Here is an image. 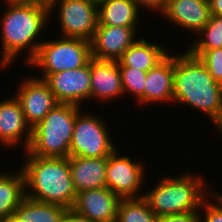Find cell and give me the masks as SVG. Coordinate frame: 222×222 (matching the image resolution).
<instances>
[{"label": "cell", "instance_id": "6da1fadb", "mask_svg": "<svg viewBox=\"0 0 222 222\" xmlns=\"http://www.w3.org/2000/svg\"><path fill=\"white\" fill-rule=\"evenodd\" d=\"M6 9L0 15L1 54L0 69L12 67L18 56L28 63L37 53L43 42L39 40L49 26L48 2L39 0H2ZM46 27V28H45ZM43 32V33H42ZM40 35V36H39ZM27 51H26V50ZM10 65V67H9Z\"/></svg>", "mask_w": 222, "mask_h": 222}, {"label": "cell", "instance_id": "7a4b0ae2", "mask_svg": "<svg viewBox=\"0 0 222 222\" xmlns=\"http://www.w3.org/2000/svg\"><path fill=\"white\" fill-rule=\"evenodd\" d=\"M184 52L174 51L173 104L203 112L217 131L222 126V85L199 58Z\"/></svg>", "mask_w": 222, "mask_h": 222}, {"label": "cell", "instance_id": "3957f363", "mask_svg": "<svg viewBox=\"0 0 222 222\" xmlns=\"http://www.w3.org/2000/svg\"><path fill=\"white\" fill-rule=\"evenodd\" d=\"M19 166L25 178L26 196L40 202L72 208L76 199L69 157H37L24 150Z\"/></svg>", "mask_w": 222, "mask_h": 222}, {"label": "cell", "instance_id": "277c9868", "mask_svg": "<svg viewBox=\"0 0 222 222\" xmlns=\"http://www.w3.org/2000/svg\"><path fill=\"white\" fill-rule=\"evenodd\" d=\"M187 170L182 175L161 176L143 197L157 217L186 212H196L214 192L204 177ZM198 175V176H197ZM207 185V186H206ZM210 188V189H209Z\"/></svg>", "mask_w": 222, "mask_h": 222}, {"label": "cell", "instance_id": "5b68a950", "mask_svg": "<svg viewBox=\"0 0 222 222\" xmlns=\"http://www.w3.org/2000/svg\"><path fill=\"white\" fill-rule=\"evenodd\" d=\"M82 106L57 104L32 128L26 151L37 157H69L76 114Z\"/></svg>", "mask_w": 222, "mask_h": 222}, {"label": "cell", "instance_id": "8992f818", "mask_svg": "<svg viewBox=\"0 0 222 222\" xmlns=\"http://www.w3.org/2000/svg\"><path fill=\"white\" fill-rule=\"evenodd\" d=\"M92 59L90 42L79 38L56 37L55 40L44 39L36 55L26 67L38 68L41 74L81 68Z\"/></svg>", "mask_w": 222, "mask_h": 222}, {"label": "cell", "instance_id": "52a82bcc", "mask_svg": "<svg viewBox=\"0 0 222 222\" xmlns=\"http://www.w3.org/2000/svg\"><path fill=\"white\" fill-rule=\"evenodd\" d=\"M82 111L81 108L76 114L69 156L108 157L118 146L111 140L107 122L90 110Z\"/></svg>", "mask_w": 222, "mask_h": 222}, {"label": "cell", "instance_id": "ba28073f", "mask_svg": "<svg viewBox=\"0 0 222 222\" xmlns=\"http://www.w3.org/2000/svg\"><path fill=\"white\" fill-rule=\"evenodd\" d=\"M48 6L50 22L55 17L53 13L58 12L56 18L57 26H60V37L91 41L98 25L96 3L89 0H48Z\"/></svg>", "mask_w": 222, "mask_h": 222}, {"label": "cell", "instance_id": "9c48e42d", "mask_svg": "<svg viewBox=\"0 0 222 222\" xmlns=\"http://www.w3.org/2000/svg\"><path fill=\"white\" fill-rule=\"evenodd\" d=\"M141 161H133L128 155L120 154L117 148L107 157L106 185L120 198H138L144 193L146 165ZM145 174V175H144ZM145 178V179H144Z\"/></svg>", "mask_w": 222, "mask_h": 222}, {"label": "cell", "instance_id": "30bf717a", "mask_svg": "<svg viewBox=\"0 0 222 222\" xmlns=\"http://www.w3.org/2000/svg\"><path fill=\"white\" fill-rule=\"evenodd\" d=\"M35 77L42 79L48 85L59 103L80 106L86 101L90 102V62L81 68Z\"/></svg>", "mask_w": 222, "mask_h": 222}, {"label": "cell", "instance_id": "8fae6325", "mask_svg": "<svg viewBox=\"0 0 222 222\" xmlns=\"http://www.w3.org/2000/svg\"><path fill=\"white\" fill-rule=\"evenodd\" d=\"M20 81L13 95L19 101L25 120L32 129L59 102L42 79L28 75Z\"/></svg>", "mask_w": 222, "mask_h": 222}, {"label": "cell", "instance_id": "7c38bea8", "mask_svg": "<svg viewBox=\"0 0 222 222\" xmlns=\"http://www.w3.org/2000/svg\"><path fill=\"white\" fill-rule=\"evenodd\" d=\"M138 29L98 24L90 41L92 58L118 61L125 50L138 39Z\"/></svg>", "mask_w": 222, "mask_h": 222}, {"label": "cell", "instance_id": "4fadbf2b", "mask_svg": "<svg viewBox=\"0 0 222 222\" xmlns=\"http://www.w3.org/2000/svg\"><path fill=\"white\" fill-rule=\"evenodd\" d=\"M31 137L32 129L26 122L16 97L13 95L0 100V144L6 150L7 148L10 150L13 147L16 148L19 144L26 151L31 142Z\"/></svg>", "mask_w": 222, "mask_h": 222}, {"label": "cell", "instance_id": "5bb4252c", "mask_svg": "<svg viewBox=\"0 0 222 222\" xmlns=\"http://www.w3.org/2000/svg\"><path fill=\"white\" fill-rule=\"evenodd\" d=\"M120 200L107 187L90 189L77 193L72 208L90 222H115Z\"/></svg>", "mask_w": 222, "mask_h": 222}, {"label": "cell", "instance_id": "9a60e30c", "mask_svg": "<svg viewBox=\"0 0 222 222\" xmlns=\"http://www.w3.org/2000/svg\"><path fill=\"white\" fill-rule=\"evenodd\" d=\"M161 15L185 33H194V37L209 22L211 10L208 0H169Z\"/></svg>", "mask_w": 222, "mask_h": 222}, {"label": "cell", "instance_id": "2e32d148", "mask_svg": "<svg viewBox=\"0 0 222 222\" xmlns=\"http://www.w3.org/2000/svg\"><path fill=\"white\" fill-rule=\"evenodd\" d=\"M90 101L111 102L123 97L121 73L117 61L90 60Z\"/></svg>", "mask_w": 222, "mask_h": 222}, {"label": "cell", "instance_id": "e0dca14e", "mask_svg": "<svg viewBox=\"0 0 222 222\" xmlns=\"http://www.w3.org/2000/svg\"><path fill=\"white\" fill-rule=\"evenodd\" d=\"M174 53L170 52L161 62L147 72L144 85V105L173 103Z\"/></svg>", "mask_w": 222, "mask_h": 222}, {"label": "cell", "instance_id": "ac0fdd59", "mask_svg": "<svg viewBox=\"0 0 222 222\" xmlns=\"http://www.w3.org/2000/svg\"><path fill=\"white\" fill-rule=\"evenodd\" d=\"M69 167L77 193L107 187V157L69 156Z\"/></svg>", "mask_w": 222, "mask_h": 222}, {"label": "cell", "instance_id": "d6986e66", "mask_svg": "<svg viewBox=\"0 0 222 222\" xmlns=\"http://www.w3.org/2000/svg\"><path fill=\"white\" fill-rule=\"evenodd\" d=\"M144 37L138 38L129 48L125 50L122 57L117 61L119 67L136 68L148 72L161 62L171 50L164 45L148 42Z\"/></svg>", "mask_w": 222, "mask_h": 222}, {"label": "cell", "instance_id": "ffe728a7", "mask_svg": "<svg viewBox=\"0 0 222 222\" xmlns=\"http://www.w3.org/2000/svg\"><path fill=\"white\" fill-rule=\"evenodd\" d=\"M140 11L134 0H105L98 4V24L139 27Z\"/></svg>", "mask_w": 222, "mask_h": 222}, {"label": "cell", "instance_id": "44dd1931", "mask_svg": "<svg viewBox=\"0 0 222 222\" xmlns=\"http://www.w3.org/2000/svg\"><path fill=\"white\" fill-rule=\"evenodd\" d=\"M14 171L4 173L0 170V219L12 216L26 196L23 171L21 168Z\"/></svg>", "mask_w": 222, "mask_h": 222}, {"label": "cell", "instance_id": "7402d4cb", "mask_svg": "<svg viewBox=\"0 0 222 222\" xmlns=\"http://www.w3.org/2000/svg\"><path fill=\"white\" fill-rule=\"evenodd\" d=\"M66 209L61 205L40 202L25 196L14 215L28 222H61Z\"/></svg>", "mask_w": 222, "mask_h": 222}, {"label": "cell", "instance_id": "603a6c76", "mask_svg": "<svg viewBox=\"0 0 222 222\" xmlns=\"http://www.w3.org/2000/svg\"><path fill=\"white\" fill-rule=\"evenodd\" d=\"M195 37L191 46L188 45L187 51L197 58L206 50L222 48V16L211 15L209 22Z\"/></svg>", "mask_w": 222, "mask_h": 222}, {"label": "cell", "instance_id": "cb8c5ba5", "mask_svg": "<svg viewBox=\"0 0 222 222\" xmlns=\"http://www.w3.org/2000/svg\"><path fill=\"white\" fill-rule=\"evenodd\" d=\"M115 222H158V217L143 196L121 198Z\"/></svg>", "mask_w": 222, "mask_h": 222}, {"label": "cell", "instance_id": "d4e9b609", "mask_svg": "<svg viewBox=\"0 0 222 222\" xmlns=\"http://www.w3.org/2000/svg\"><path fill=\"white\" fill-rule=\"evenodd\" d=\"M124 96L134 97L136 105L144 106V85L147 72L131 67H119ZM129 94V96H127ZM140 104V105H139Z\"/></svg>", "mask_w": 222, "mask_h": 222}, {"label": "cell", "instance_id": "484cf974", "mask_svg": "<svg viewBox=\"0 0 222 222\" xmlns=\"http://www.w3.org/2000/svg\"><path fill=\"white\" fill-rule=\"evenodd\" d=\"M199 212L201 222H222V199L213 192L203 202Z\"/></svg>", "mask_w": 222, "mask_h": 222}, {"label": "cell", "instance_id": "4316f807", "mask_svg": "<svg viewBox=\"0 0 222 222\" xmlns=\"http://www.w3.org/2000/svg\"><path fill=\"white\" fill-rule=\"evenodd\" d=\"M199 59L217 83L222 85V48L206 50Z\"/></svg>", "mask_w": 222, "mask_h": 222}, {"label": "cell", "instance_id": "83f0119b", "mask_svg": "<svg viewBox=\"0 0 222 222\" xmlns=\"http://www.w3.org/2000/svg\"><path fill=\"white\" fill-rule=\"evenodd\" d=\"M158 222H201L199 211L158 217Z\"/></svg>", "mask_w": 222, "mask_h": 222}, {"label": "cell", "instance_id": "f1b7e54d", "mask_svg": "<svg viewBox=\"0 0 222 222\" xmlns=\"http://www.w3.org/2000/svg\"><path fill=\"white\" fill-rule=\"evenodd\" d=\"M140 10H151L154 14H161L169 0H134Z\"/></svg>", "mask_w": 222, "mask_h": 222}, {"label": "cell", "instance_id": "f546056e", "mask_svg": "<svg viewBox=\"0 0 222 222\" xmlns=\"http://www.w3.org/2000/svg\"><path fill=\"white\" fill-rule=\"evenodd\" d=\"M61 222H90L86 217L76 212L73 208H67Z\"/></svg>", "mask_w": 222, "mask_h": 222}, {"label": "cell", "instance_id": "4dcf8cb0", "mask_svg": "<svg viewBox=\"0 0 222 222\" xmlns=\"http://www.w3.org/2000/svg\"><path fill=\"white\" fill-rule=\"evenodd\" d=\"M211 10V15L222 16V0H208Z\"/></svg>", "mask_w": 222, "mask_h": 222}, {"label": "cell", "instance_id": "1f68e13d", "mask_svg": "<svg viewBox=\"0 0 222 222\" xmlns=\"http://www.w3.org/2000/svg\"><path fill=\"white\" fill-rule=\"evenodd\" d=\"M0 222H28V221L20 220L13 214L8 219H1Z\"/></svg>", "mask_w": 222, "mask_h": 222}, {"label": "cell", "instance_id": "d6a6232c", "mask_svg": "<svg viewBox=\"0 0 222 222\" xmlns=\"http://www.w3.org/2000/svg\"><path fill=\"white\" fill-rule=\"evenodd\" d=\"M92 1L94 3H96L97 5L100 4L101 2L105 1V0H89Z\"/></svg>", "mask_w": 222, "mask_h": 222}, {"label": "cell", "instance_id": "836d02e7", "mask_svg": "<svg viewBox=\"0 0 222 222\" xmlns=\"http://www.w3.org/2000/svg\"><path fill=\"white\" fill-rule=\"evenodd\" d=\"M217 131H218L217 133H219V135L222 136V126Z\"/></svg>", "mask_w": 222, "mask_h": 222}, {"label": "cell", "instance_id": "e575fe53", "mask_svg": "<svg viewBox=\"0 0 222 222\" xmlns=\"http://www.w3.org/2000/svg\"><path fill=\"white\" fill-rule=\"evenodd\" d=\"M214 192L222 199V194L221 193L216 192V190Z\"/></svg>", "mask_w": 222, "mask_h": 222}]
</instances>
